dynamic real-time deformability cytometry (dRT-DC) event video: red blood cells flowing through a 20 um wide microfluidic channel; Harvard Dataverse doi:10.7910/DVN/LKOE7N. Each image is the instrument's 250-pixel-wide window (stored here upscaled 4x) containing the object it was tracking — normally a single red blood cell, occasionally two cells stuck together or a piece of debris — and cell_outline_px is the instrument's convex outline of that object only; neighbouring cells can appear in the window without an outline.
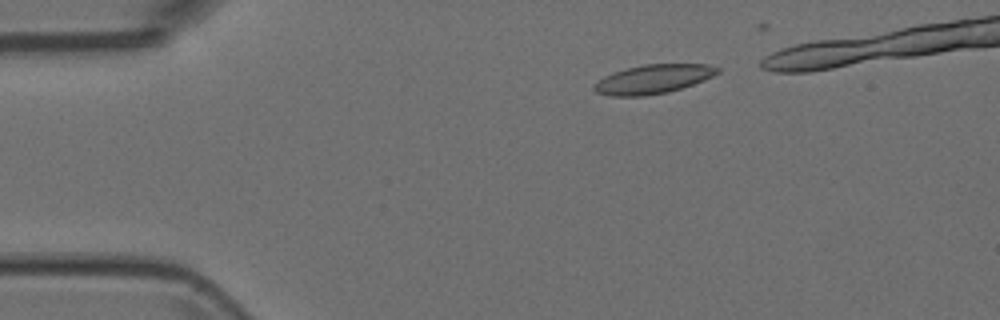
{"species": "Egyptian fruit bat (a non-hibernating species)", "species_latin": "Rousettus aegyptiacus", "temperature_condition": "room temperature", "stored_images_in_passage": 3, "camera_frame_rate_fps": 3000, "um_per_image_px": 0.085, "animal": {"sex": "female"}, "frame": {"image": 1, "passage_image": 1, "time_ms": 0.0, "image_size_px": [1000, 320], "cell_outline_px": [[720, 72], [704, 80], [668, 92], [644, 96], [612, 96], [596, 92], [592, 88], [592, 84], [604, 76], [628, 68], [644, 64], [708, 64], [720, 68]], "centroid_in_image_um": [55.51, 6.72], "position_along_channel_um": 29.5, "area_um2": 20.75}}